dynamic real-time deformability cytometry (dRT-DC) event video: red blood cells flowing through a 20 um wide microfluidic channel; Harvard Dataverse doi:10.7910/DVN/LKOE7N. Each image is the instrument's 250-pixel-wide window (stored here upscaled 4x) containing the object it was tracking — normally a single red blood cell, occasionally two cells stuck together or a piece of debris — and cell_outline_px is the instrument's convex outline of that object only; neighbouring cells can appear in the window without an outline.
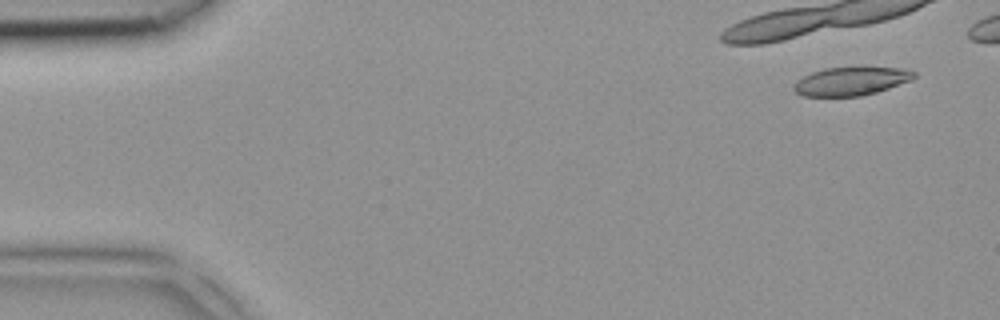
{"species": "common noctule bat (a hibernating species)", "species_latin": "Nyctalus noctula", "temperature_condition": "room temperature", "stored_images_in_passage": 8, "camera_frame_rate_fps": 3000, "um_per_image_px": 0.085, "animal": {"sex": "female", "body_mass_g": 18.4}, "frame": {"image": 1, "passage_image": 1, "time_ms": 0.0, "image_size_px": [1000, 320], "cell_outline_px": [[916, 76], [912, 80], [876, 92], [860, 96], [804, 96], [796, 92], [792, 88], [792, 84], [796, 80], [812, 72], [824, 68], [904, 68], [916, 72]], "centroid_in_image_um": [72.32, 6.91], "position_along_channel_um": 12.7, "area_um2": 19.77}}
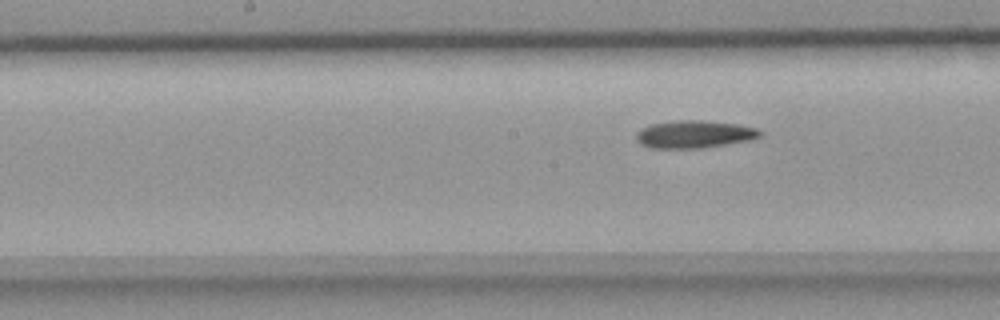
{"frame": {"image": 2, "passage_image": 8, "time_ms": 2.333, "image_size_px": [1000, 320], "cell_outline_px": [[764, 132], [760, 136], [752, 140], [700, 148], [652, 148], [640, 144], [636, 140], [636, 136], [644, 128], [652, 124], [676, 120], [700, 120], [736, 124], [756, 128]], "centroid_in_image_um": [59.05, 11.41], "position_along_channel_um": 189.1, "area_um2": 19.71}}